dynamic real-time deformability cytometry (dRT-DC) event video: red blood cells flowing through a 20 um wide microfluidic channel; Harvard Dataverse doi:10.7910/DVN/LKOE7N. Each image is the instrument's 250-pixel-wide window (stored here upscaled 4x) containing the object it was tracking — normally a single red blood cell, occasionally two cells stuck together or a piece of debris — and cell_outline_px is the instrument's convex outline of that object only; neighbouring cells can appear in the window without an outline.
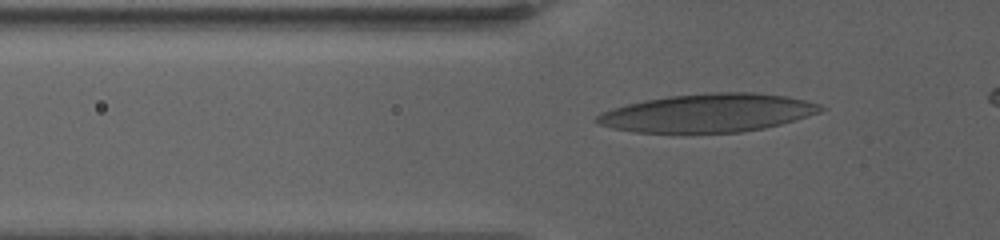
{"species": "human", "species_latin": "Homo sapiens", "temperature_condition": "warm", "stored_images_in_passage": 6, "camera_frame_rate_fps": 3000, "um_per_image_px": 0.085, "donor": {"sex": "female"}, "frame": {"image": 1, "passage_image": 3, "time_ms": 1.0, "image_size_px": [1000, 240], "cell_outline_px": [[828, 108], [820, 112], [796, 120], [764, 128], [740, 132], [636, 132], [612, 128], [596, 124], [592, 120], [600, 112], [612, 108], [628, 104], [668, 96], [716, 92], [756, 92], [788, 96], [820, 104]], "centroid_in_image_um": [60.18, 9.6], "position_along_channel_um": 65.6, "area_um2": 49.94}}
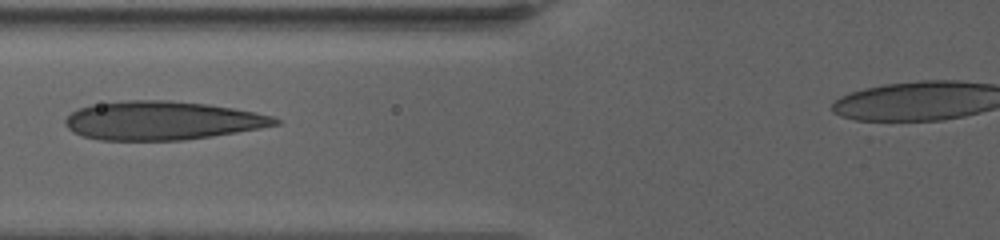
{"frame": {"image": 2, "passage_image": 5, "time_ms": 2.667, "image_size_px": [1000, 240], "cell_outline_px": [[280, 124], [260, 128], [212, 136], [180, 140], [100, 140], [80, 136], [72, 132], [64, 124], [64, 120], [72, 112], [80, 108], [92, 104], [124, 100], [168, 100], [208, 104], [256, 112], [272, 116], [280, 120]], "centroid_in_image_um": [13.74, 10.24], "position_along_channel_um": 112.1, "area_um2": 47.34}}